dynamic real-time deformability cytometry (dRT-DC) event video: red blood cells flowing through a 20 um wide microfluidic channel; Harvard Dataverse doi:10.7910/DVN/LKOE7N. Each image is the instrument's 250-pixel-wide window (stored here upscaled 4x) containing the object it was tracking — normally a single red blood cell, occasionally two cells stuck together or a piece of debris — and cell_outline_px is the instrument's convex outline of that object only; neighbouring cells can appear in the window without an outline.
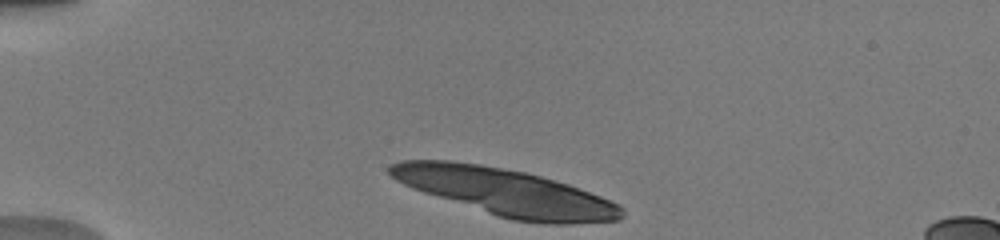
{"species": "human", "species_latin": "Homo sapiens", "temperature_condition": "warm", "stored_images_in_passage": 10, "camera_frame_rate_fps": 3000, "um_per_image_px": 0.085, "donor": {"sex": "male"}, "frame": {"image": 1, "passage_image": 1, "time_ms": 0.0, "image_size_px": [1000, 240], "cell_outline_px": [[624, 216], [620, 220], [572, 224], [544, 224], [512, 220], [424, 192], [412, 188], [396, 180], [388, 172], [388, 164], [400, 160], [448, 160], [480, 164], [524, 172], [540, 176], [568, 184], [600, 196], [620, 204], [624, 208]], "centroid_in_image_um": [43.02, 16.34], "position_along_channel_um": 42.0, "area_um2": 63.12}}